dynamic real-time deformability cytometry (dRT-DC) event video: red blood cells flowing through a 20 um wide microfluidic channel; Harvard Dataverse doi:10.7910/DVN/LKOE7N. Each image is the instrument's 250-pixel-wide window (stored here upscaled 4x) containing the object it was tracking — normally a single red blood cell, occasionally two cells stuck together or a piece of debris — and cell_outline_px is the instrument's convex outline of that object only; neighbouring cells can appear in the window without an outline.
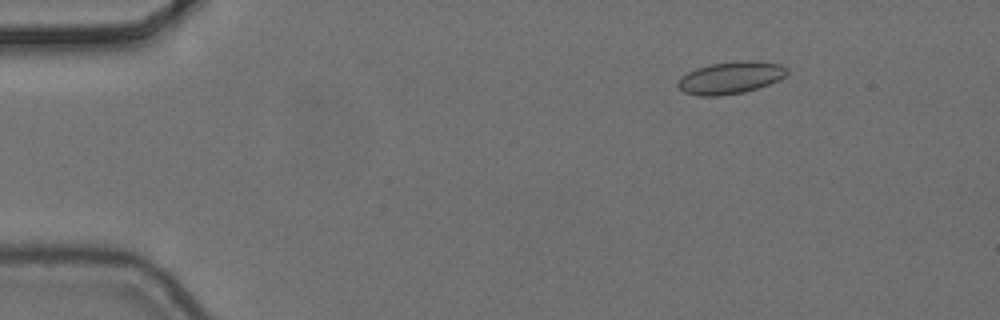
{"species": "common noctule bat (a hibernating species)", "species_latin": "Nyctalus noctula", "temperature_condition": "cold", "stored_images_in_passage": 5, "camera_frame_rate_fps": 3000, "um_per_image_px": 0.085, "animal": {"sex": "female", "body_mass_g": 24.6, "forearm_length_mm": 56.2}, "frame": {"image": 1, "passage_image": 3, "time_ms": 0.667, "image_size_px": [1000, 320], "cell_outline_px": [[788, 76], [780, 80], [744, 92], [720, 96], [700, 96], [684, 92], [676, 84], [680, 76], [696, 68], [708, 64], [740, 60], [756, 60], [780, 64], [788, 68]], "centroid_in_image_um": [62.12, 6.59], "position_along_channel_um": 22.9, "area_um2": 20.81}}